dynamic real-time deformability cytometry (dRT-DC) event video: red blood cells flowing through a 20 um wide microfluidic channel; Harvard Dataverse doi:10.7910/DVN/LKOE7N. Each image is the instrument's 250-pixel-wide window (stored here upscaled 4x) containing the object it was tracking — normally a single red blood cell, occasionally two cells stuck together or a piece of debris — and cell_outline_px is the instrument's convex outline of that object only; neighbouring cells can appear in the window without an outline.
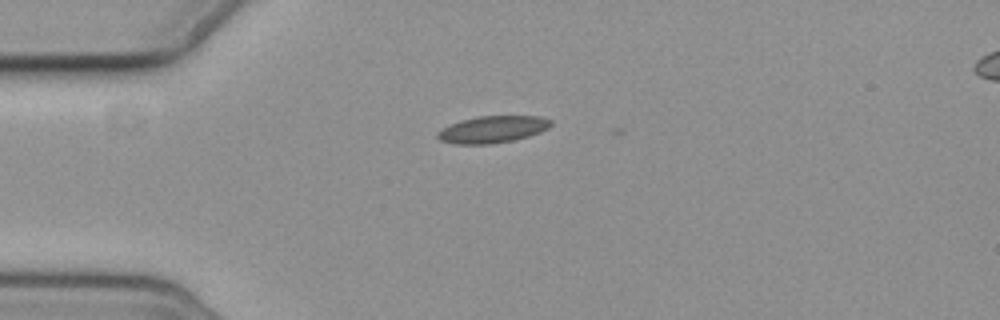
{"species": "common noctule bat (a hibernating species)", "species_latin": "Nyctalus noctula", "temperature_condition": "cold", "stored_images_in_passage": 1, "camera_frame_rate_fps": 3000, "um_per_image_px": 0.085, "animal": {"sex": "female", "body_mass_g": 19.3, "forearm_length_mm": 54.1}, "frame": {"image": 1, "passage_image": 1, "time_ms": 0.0, "image_size_px": [1000, 320], "cell_outline_px": [[552, 124], [548, 128], [540, 132], [528, 136], [512, 140], [488, 144], [456, 144], [440, 140], [436, 136], [436, 132], [460, 120], [476, 116], [540, 116], [552, 120]], "centroid_in_image_um": [41.87, 10.99], "position_along_channel_um": 43.1, "area_um2": 17.69}}